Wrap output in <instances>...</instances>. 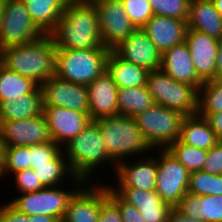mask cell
I'll return each instance as SVG.
<instances>
[{
    "label": "cell",
    "instance_id": "1",
    "mask_svg": "<svg viewBox=\"0 0 222 222\" xmlns=\"http://www.w3.org/2000/svg\"><path fill=\"white\" fill-rule=\"evenodd\" d=\"M50 35L57 49H108L103 46L92 1H68Z\"/></svg>",
    "mask_w": 222,
    "mask_h": 222
},
{
    "label": "cell",
    "instance_id": "2",
    "mask_svg": "<svg viewBox=\"0 0 222 222\" xmlns=\"http://www.w3.org/2000/svg\"><path fill=\"white\" fill-rule=\"evenodd\" d=\"M55 42L50 34L28 44L0 50V63L9 70L28 77L40 86L55 75Z\"/></svg>",
    "mask_w": 222,
    "mask_h": 222
},
{
    "label": "cell",
    "instance_id": "3",
    "mask_svg": "<svg viewBox=\"0 0 222 222\" xmlns=\"http://www.w3.org/2000/svg\"><path fill=\"white\" fill-rule=\"evenodd\" d=\"M62 149L75 177L88 183L93 180L91 178H94V171L99 170L102 165L104 168L106 163L109 168L113 166L111 169L115 172L116 164L105 152L101 130L96 120H90L83 130ZM109 164L113 165L109 166Z\"/></svg>",
    "mask_w": 222,
    "mask_h": 222
},
{
    "label": "cell",
    "instance_id": "4",
    "mask_svg": "<svg viewBox=\"0 0 222 222\" xmlns=\"http://www.w3.org/2000/svg\"><path fill=\"white\" fill-rule=\"evenodd\" d=\"M96 121L101 130L105 152L116 165L131 157L139 156L140 158V156H145V153L153 152L134 117L118 114ZM129 156L130 158H127Z\"/></svg>",
    "mask_w": 222,
    "mask_h": 222
},
{
    "label": "cell",
    "instance_id": "5",
    "mask_svg": "<svg viewBox=\"0 0 222 222\" xmlns=\"http://www.w3.org/2000/svg\"><path fill=\"white\" fill-rule=\"evenodd\" d=\"M110 51L109 49H57L55 76L87 86L107 71Z\"/></svg>",
    "mask_w": 222,
    "mask_h": 222
},
{
    "label": "cell",
    "instance_id": "6",
    "mask_svg": "<svg viewBox=\"0 0 222 222\" xmlns=\"http://www.w3.org/2000/svg\"><path fill=\"white\" fill-rule=\"evenodd\" d=\"M72 188L65 186L45 187L39 191L18 194L8 203L26 215H48L62 220L75 193L86 183L75 177L71 180Z\"/></svg>",
    "mask_w": 222,
    "mask_h": 222
},
{
    "label": "cell",
    "instance_id": "7",
    "mask_svg": "<svg viewBox=\"0 0 222 222\" xmlns=\"http://www.w3.org/2000/svg\"><path fill=\"white\" fill-rule=\"evenodd\" d=\"M146 86L156 104L184 116L198 113L199 90L193 85L174 80L161 68L148 73Z\"/></svg>",
    "mask_w": 222,
    "mask_h": 222
},
{
    "label": "cell",
    "instance_id": "8",
    "mask_svg": "<svg viewBox=\"0 0 222 222\" xmlns=\"http://www.w3.org/2000/svg\"><path fill=\"white\" fill-rule=\"evenodd\" d=\"M185 116L178 111L154 103L134 116L137 126L152 149H167L181 134Z\"/></svg>",
    "mask_w": 222,
    "mask_h": 222
},
{
    "label": "cell",
    "instance_id": "9",
    "mask_svg": "<svg viewBox=\"0 0 222 222\" xmlns=\"http://www.w3.org/2000/svg\"><path fill=\"white\" fill-rule=\"evenodd\" d=\"M43 35L44 33L32 21L22 0H4L0 24V50L9 46L28 44Z\"/></svg>",
    "mask_w": 222,
    "mask_h": 222
},
{
    "label": "cell",
    "instance_id": "10",
    "mask_svg": "<svg viewBox=\"0 0 222 222\" xmlns=\"http://www.w3.org/2000/svg\"><path fill=\"white\" fill-rule=\"evenodd\" d=\"M157 150L159 157L157 156L155 191L162 201L175 208L187 193L190 172L168 149H153V154Z\"/></svg>",
    "mask_w": 222,
    "mask_h": 222
},
{
    "label": "cell",
    "instance_id": "11",
    "mask_svg": "<svg viewBox=\"0 0 222 222\" xmlns=\"http://www.w3.org/2000/svg\"><path fill=\"white\" fill-rule=\"evenodd\" d=\"M98 16V25L103 46L116 48L136 30L127 15L121 0H91Z\"/></svg>",
    "mask_w": 222,
    "mask_h": 222
},
{
    "label": "cell",
    "instance_id": "12",
    "mask_svg": "<svg viewBox=\"0 0 222 222\" xmlns=\"http://www.w3.org/2000/svg\"><path fill=\"white\" fill-rule=\"evenodd\" d=\"M40 87L43 106H58L89 116V97L85 85L68 82L54 75Z\"/></svg>",
    "mask_w": 222,
    "mask_h": 222
},
{
    "label": "cell",
    "instance_id": "13",
    "mask_svg": "<svg viewBox=\"0 0 222 222\" xmlns=\"http://www.w3.org/2000/svg\"><path fill=\"white\" fill-rule=\"evenodd\" d=\"M107 199V183L86 182L70 200L61 222H98L102 204Z\"/></svg>",
    "mask_w": 222,
    "mask_h": 222
},
{
    "label": "cell",
    "instance_id": "14",
    "mask_svg": "<svg viewBox=\"0 0 222 222\" xmlns=\"http://www.w3.org/2000/svg\"><path fill=\"white\" fill-rule=\"evenodd\" d=\"M5 146H31L52 141L43 112L29 119L0 121Z\"/></svg>",
    "mask_w": 222,
    "mask_h": 222
},
{
    "label": "cell",
    "instance_id": "15",
    "mask_svg": "<svg viewBox=\"0 0 222 222\" xmlns=\"http://www.w3.org/2000/svg\"><path fill=\"white\" fill-rule=\"evenodd\" d=\"M112 51L122 60L149 72L161 68L162 54L142 29H136Z\"/></svg>",
    "mask_w": 222,
    "mask_h": 222
},
{
    "label": "cell",
    "instance_id": "16",
    "mask_svg": "<svg viewBox=\"0 0 222 222\" xmlns=\"http://www.w3.org/2000/svg\"><path fill=\"white\" fill-rule=\"evenodd\" d=\"M43 114L52 141L61 149L76 137L91 120L86 113L58 106H43Z\"/></svg>",
    "mask_w": 222,
    "mask_h": 222
},
{
    "label": "cell",
    "instance_id": "17",
    "mask_svg": "<svg viewBox=\"0 0 222 222\" xmlns=\"http://www.w3.org/2000/svg\"><path fill=\"white\" fill-rule=\"evenodd\" d=\"M185 42L198 77L203 81L216 78V59L219 40L205 33L187 28Z\"/></svg>",
    "mask_w": 222,
    "mask_h": 222
},
{
    "label": "cell",
    "instance_id": "18",
    "mask_svg": "<svg viewBox=\"0 0 222 222\" xmlns=\"http://www.w3.org/2000/svg\"><path fill=\"white\" fill-rule=\"evenodd\" d=\"M142 159V160H141ZM115 178L118 185L111 188H136L145 191H152L156 188L157 177V157L150 154L140 157L137 161L128 163L127 160L121 161L116 165ZM117 186V187H116Z\"/></svg>",
    "mask_w": 222,
    "mask_h": 222
},
{
    "label": "cell",
    "instance_id": "19",
    "mask_svg": "<svg viewBox=\"0 0 222 222\" xmlns=\"http://www.w3.org/2000/svg\"><path fill=\"white\" fill-rule=\"evenodd\" d=\"M89 97V117L97 120L118 115V86L106 71L86 86Z\"/></svg>",
    "mask_w": 222,
    "mask_h": 222
},
{
    "label": "cell",
    "instance_id": "20",
    "mask_svg": "<svg viewBox=\"0 0 222 222\" xmlns=\"http://www.w3.org/2000/svg\"><path fill=\"white\" fill-rule=\"evenodd\" d=\"M187 28V20L154 15L142 30L163 54L174 45L185 41Z\"/></svg>",
    "mask_w": 222,
    "mask_h": 222
},
{
    "label": "cell",
    "instance_id": "21",
    "mask_svg": "<svg viewBox=\"0 0 222 222\" xmlns=\"http://www.w3.org/2000/svg\"><path fill=\"white\" fill-rule=\"evenodd\" d=\"M161 69L174 80L193 85L198 90L204 83L194 69L185 41L174 45L162 54Z\"/></svg>",
    "mask_w": 222,
    "mask_h": 222
},
{
    "label": "cell",
    "instance_id": "22",
    "mask_svg": "<svg viewBox=\"0 0 222 222\" xmlns=\"http://www.w3.org/2000/svg\"><path fill=\"white\" fill-rule=\"evenodd\" d=\"M183 215L202 222H222V195L186 193L175 207Z\"/></svg>",
    "mask_w": 222,
    "mask_h": 222
},
{
    "label": "cell",
    "instance_id": "23",
    "mask_svg": "<svg viewBox=\"0 0 222 222\" xmlns=\"http://www.w3.org/2000/svg\"><path fill=\"white\" fill-rule=\"evenodd\" d=\"M189 29L222 39V16L211 0H191L187 19Z\"/></svg>",
    "mask_w": 222,
    "mask_h": 222
},
{
    "label": "cell",
    "instance_id": "24",
    "mask_svg": "<svg viewBox=\"0 0 222 222\" xmlns=\"http://www.w3.org/2000/svg\"><path fill=\"white\" fill-rule=\"evenodd\" d=\"M179 140L186 145L207 151L219 141L207 119L198 113L185 116Z\"/></svg>",
    "mask_w": 222,
    "mask_h": 222
},
{
    "label": "cell",
    "instance_id": "25",
    "mask_svg": "<svg viewBox=\"0 0 222 222\" xmlns=\"http://www.w3.org/2000/svg\"><path fill=\"white\" fill-rule=\"evenodd\" d=\"M32 21L44 33L50 34L57 26L68 0H22Z\"/></svg>",
    "mask_w": 222,
    "mask_h": 222
},
{
    "label": "cell",
    "instance_id": "26",
    "mask_svg": "<svg viewBox=\"0 0 222 222\" xmlns=\"http://www.w3.org/2000/svg\"><path fill=\"white\" fill-rule=\"evenodd\" d=\"M107 72L118 89L146 86L149 71L126 62L110 51L107 59Z\"/></svg>",
    "mask_w": 222,
    "mask_h": 222
},
{
    "label": "cell",
    "instance_id": "27",
    "mask_svg": "<svg viewBox=\"0 0 222 222\" xmlns=\"http://www.w3.org/2000/svg\"><path fill=\"white\" fill-rule=\"evenodd\" d=\"M43 112L42 90L39 86L33 93L21 95L14 101L0 104V121L29 119Z\"/></svg>",
    "mask_w": 222,
    "mask_h": 222
},
{
    "label": "cell",
    "instance_id": "28",
    "mask_svg": "<svg viewBox=\"0 0 222 222\" xmlns=\"http://www.w3.org/2000/svg\"><path fill=\"white\" fill-rule=\"evenodd\" d=\"M32 169L45 187L66 185L65 179L75 178L68 161L61 149L48 163L35 164ZM69 176V177H68Z\"/></svg>",
    "mask_w": 222,
    "mask_h": 222
},
{
    "label": "cell",
    "instance_id": "29",
    "mask_svg": "<svg viewBox=\"0 0 222 222\" xmlns=\"http://www.w3.org/2000/svg\"><path fill=\"white\" fill-rule=\"evenodd\" d=\"M40 85L34 80L9 70L0 63V104L15 101L21 95L33 93Z\"/></svg>",
    "mask_w": 222,
    "mask_h": 222
},
{
    "label": "cell",
    "instance_id": "30",
    "mask_svg": "<svg viewBox=\"0 0 222 222\" xmlns=\"http://www.w3.org/2000/svg\"><path fill=\"white\" fill-rule=\"evenodd\" d=\"M155 103L147 86L118 89V114L134 117Z\"/></svg>",
    "mask_w": 222,
    "mask_h": 222
},
{
    "label": "cell",
    "instance_id": "31",
    "mask_svg": "<svg viewBox=\"0 0 222 222\" xmlns=\"http://www.w3.org/2000/svg\"><path fill=\"white\" fill-rule=\"evenodd\" d=\"M222 111V78L205 81L199 88L198 114L207 117L209 114Z\"/></svg>",
    "mask_w": 222,
    "mask_h": 222
},
{
    "label": "cell",
    "instance_id": "32",
    "mask_svg": "<svg viewBox=\"0 0 222 222\" xmlns=\"http://www.w3.org/2000/svg\"><path fill=\"white\" fill-rule=\"evenodd\" d=\"M167 149L190 173L202 170L206 161L207 150L186 145L179 139Z\"/></svg>",
    "mask_w": 222,
    "mask_h": 222
},
{
    "label": "cell",
    "instance_id": "33",
    "mask_svg": "<svg viewBox=\"0 0 222 222\" xmlns=\"http://www.w3.org/2000/svg\"><path fill=\"white\" fill-rule=\"evenodd\" d=\"M188 193L204 195H222V173L208 174L203 170L190 173Z\"/></svg>",
    "mask_w": 222,
    "mask_h": 222
},
{
    "label": "cell",
    "instance_id": "34",
    "mask_svg": "<svg viewBox=\"0 0 222 222\" xmlns=\"http://www.w3.org/2000/svg\"><path fill=\"white\" fill-rule=\"evenodd\" d=\"M30 168V146H5L0 177ZM10 173V174H9Z\"/></svg>",
    "mask_w": 222,
    "mask_h": 222
},
{
    "label": "cell",
    "instance_id": "35",
    "mask_svg": "<svg viewBox=\"0 0 222 222\" xmlns=\"http://www.w3.org/2000/svg\"><path fill=\"white\" fill-rule=\"evenodd\" d=\"M124 201L136 208L156 207V205H169L161 200L155 190L145 191L136 188H112Z\"/></svg>",
    "mask_w": 222,
    "mask_h": 222
},
{
    "label": "cell",
    "instance_id": "36",
    "mask_svg": "<svg viewBox=\"0 0 222 222\" xmlns=\"http://www.w3.org/2000/svg\"><path fill=\"white\" fill-rule=\"evenodd\" d=\"M191 0H149L154 15L187 20Z\"/></svg>",
    "mask_w": 222,
    "mask_h": 222
},
{
    "label": "cell",
    "instance_id": "37",
    "mask_svg": "<svg viewBox=\"0 0 222 222\" xmlns=\"http://www.w3.org/2000/svg\"><path fill=\"white\" fill-rule=\"evenodd\" d=\"M121 3L136 29H142L154 16L149 0H121Z\"/></svg>",
    "mask_w": 222,
    "mask_h": 222
},
{
    "label": "cell",
    "instance_id": "38",
    "mask_svg": "<svg viewBox=\"0 0 222 222\" xmlns=\"http://www.w3.org/2000/svg\"><path fill=\"white\" fill-rule=\"evenodd\" d=\"M13 174L15 175L13 176L15 178V187L19 192L17 194L35 192L45 188L32 168L17 171Z\"/></svg>",
    "mask_w": 222,
    "mask_h": 222
},
{
    "label": "cell",
    "instance_id": "39",
    "mask_svg": "<svg viewBox=\"0 0 222 222\" xmlns=\"http://www.w3.org/2000/svg\"><path fill=\"white\" fill-rule=\"evenodd\" d=\"M60 150L61 148L54 141L31 145L30 168L35 164L48 163Z\"/></svg>",
    "mask_w": 222,
    "mask_h": 222
},
{
    "label": "cell",
    "instance_id": "40",
    "mask_svg": "<svg viewBox=\"0 0 222 222\" xmlns=\"http://www.w3.org/2000/svg\"><path fill=\"white\" fill-rule=\"evenodd\" d=\"M108 198L118 207L123 222H145L140 215L139 210L131 204L124 201L112 188L108 185Z\"/></svg>",
    "mask_w": 222,
    "mask_h": 222
},
{
    "label": "cell",
    "instance_id": "41",
    "mask_svg": "<svg viewBox=\"0 0 222 222\" xmlns=\"http://www.w3.org/2000/svg\"><path fill=\"white\" fill-rule=\"evenodd\" d=\"M202 170L208 174L219 175L222 173V141H218L207 151Z\"/></svg>",
    "mask_w": 222,
    "mask_h": 222
},
{
    "label": "cell",
    "instance_id": "42",
    "mask_svg": "<svg viewBox=\"0 0 222 222\" xmlns=\"http://www.w3.org/2000/svg\"><path fill=\"white\" fill-rule=\"evenodd\" d=\"M137 209L145 222H167L173 207L171 205H156V207Z\"/></svg>",
    "mask_w": 222,
    "mask_h": 222
},
{
    "label": "cell",
    "instance_id": "43",
    "mask_svg": "<svg viewBox=\"0 0 222 222\" xmlns=\"http://www.w3.org/2000/svg\"><path fill=\"white\" fill-rule=\"evenodd\" d=\"M98 222H123L118 207L109 198L102 204Z\"/></svg>",
    "mask_w": 222,
    "mask_h": 222
},
{
    "label": "cell",
    "instance_id": "44",
    "mask_svg": "<svg viewBox=\"0 0 222 222\" xmlns=\"http://www.w3.org/2000/svg\"><path fill=\"white\" fill-rule=\"evenodd\" d=\"M0 222H30L28 215L16 210L8 201L0 206Z\"/></svg>",
    "mask_w": 222,
    "mask_h": 222
},
{
    "label": "cell",
    "instance_id": "45",
    "mask_svg": "<svg viewBox=\"0 0 222 222\" xmlns=\"http://www.w3.org/2000/svg\"><path fill=\"white\" fill-rule=\"evenodd\" d=\"M206 119L218 140L222 141V111L209 114Z\"/></svg>",
    "mask_w": 222,
    "mask_h": 222
},
{
    "label": "cell",
    "instance_id": "46",
    "mask_svg": "<svg viewBox=\"0 0 222 222\" xmlns=\"http://www.w3.org/2000/svg\"><path fill=\"white\" fill-rule=\"evenodd\" d=\"M167 222H202L197 219L189 218L188 216L183 215L179 210L173 208L169 215Z\"/></svg>",
    "mask_w": 222,
    "mask_h": 222
},
{
    "label": "cell",
    "instance_id": "47",
    "mask_svg": "<svg viewBox=\"0 0 222 222\" xmlns=\"http://www.w3.org/2000/svg\"><path fill=\"white\" fill-rule=\"evenodd\" d=\"M30 222H61L58 218L48 215H29Z\"/></svg>",
    "mask_w": 222,
    "mask_h": 222
},
{
    "label": "cell",
    "instance_id": "48",
    "mask_svg": "<svg viewBox=\"0 0 222 222\" xmlns=\"http://www.w3.org/2000/svg\"><path fill=\"white\" fill-rule=\"evenodd\" d=\"M216 78H222V39L219 40V50L216 59Z\"/></svg>",
    "mask_w": 222,
    "mask_h": 222
},
{
    "label": "cell",
    "instance_id": "49",
    "mask_svg": "<svg viewBox=\"0 0 222 222\" xmlns=\"http://www.w3.org/2000/svg\"><path fill=\"white\" fill-rule=\"evenodd\" d=\"M4 152H5V144H4L2 130L0 127V166L3 162Z\"/></svg>",
    "mask_w": 222,
    "mask_h": 222
},
{
    "label": "cell",
    "instance_id": "50",
    "mask_svg": "<svg viewBox=\"0 0 222 222\" xmlns=\"http://www.w3.org/2000/svg\"><path fill=\"white\" fill-rule=\"evenodd\" d=\"M214 4L215 9L222 16V0H211Z\"/></svg>",
    "mask_w": 222,
    "mask_h": 222
},
{
    "label": "cell",
    "instance_id": "51",
    "mask_svg": "<svg viewBox=\"0 0 222 222\" xmlns=\"http://www.w3.org/2000/svg\"><path fill=\"white\" fill-rule=\"evenodd\" d=\"M3 9H4V0H0V24L3 17Z\"/></svg>",
    "mask_w": 222,
    "mask_h": 222
},
{
    "label": "cell",
    "instance_id": "52",
    "mask_svg": "<svg viewBox=\"0 0 222 222\" xmlns=\"http://www.w3.org/2000/svg\"><path fill=\"white\" fill-rule=\"evenodd\" d=\"M68 1H91V0H68Z\"/></svg>",
    "mask_w": 222,
    "mask_h": 222
}]
</instances>
